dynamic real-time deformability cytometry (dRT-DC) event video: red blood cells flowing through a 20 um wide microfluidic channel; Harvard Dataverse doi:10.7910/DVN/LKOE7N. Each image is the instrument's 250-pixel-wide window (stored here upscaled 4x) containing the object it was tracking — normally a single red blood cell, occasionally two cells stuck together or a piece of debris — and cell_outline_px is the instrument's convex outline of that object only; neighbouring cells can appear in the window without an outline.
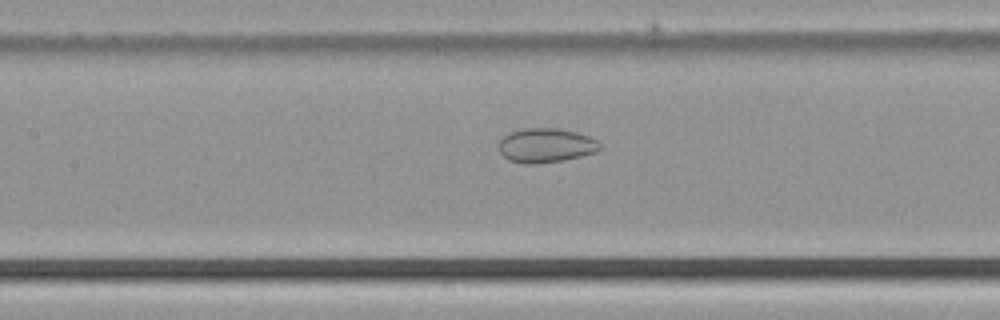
{"species": "common noctule bat (a hibernating species)", "species_latin": "Nyctalus noctula", "temperature_condition": "cold", "stored_images_in_passage": 12, "camera_frame_rate_fps": 3000, "um_per_image_px": 0.085, "animal": {"sex": "male", "body_mass_g": 21.5, "forearm_length_mm": 52.0}, "frame": {"image": 1, "passage_image": 10, "time_ms": 3.0, "image_size_px": [1000, 320], "cell_outline_px": [[600, 148], [596, 152], [580, 156], [560, 160], [536, 164], [524, 164], [508, 160], [496, 148], [500, 140], [508, 132], [524, 128], [560, 128], [576, 132], [588, 136], [596, 140], [600, 144]], "centroid_in_image_um": [46.34, 12.35], "position_along_channel_um": 161.1, "area_um2": 20.29}}